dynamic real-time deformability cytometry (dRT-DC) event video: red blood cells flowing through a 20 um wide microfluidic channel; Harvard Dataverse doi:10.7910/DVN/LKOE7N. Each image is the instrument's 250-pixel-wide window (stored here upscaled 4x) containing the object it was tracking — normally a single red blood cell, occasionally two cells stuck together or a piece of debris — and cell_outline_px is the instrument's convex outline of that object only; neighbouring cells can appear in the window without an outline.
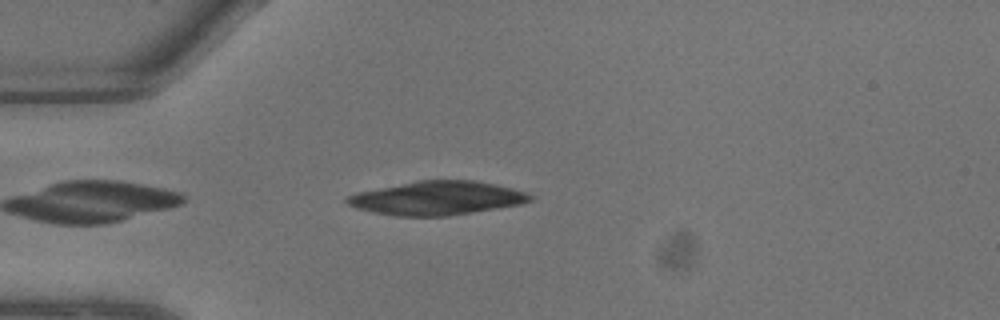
{"species": "common noctule bat (a hibernating species)", "species_latin": "Nyctalus noctula", "temperature_condition": "warm", "stored_images_in_passage": 3, "camera_frame_rate_fps": 3000, "um_per_image_px": 0.085, "animal": {"sex": "male", "body_mass_g": 13.3}, "frame": {"image": 1, "passage_image": 1, "time_ms": 0.0, "image_size_px": [1000, 320], "cell_outline_px": [[532, 200], [520, 204], [448, 216], [396, 216], [372, 212], [356, 208], [348, 204], [344, 200], [348, 196], [356, 192], [416, 180], [472, 180], [496, 184], [528, 192], [532, 196]], "centroid_in_image_um": [37.12, 16.83], "position_along_channel_um": 47.9, "area_um2": 36.01}}
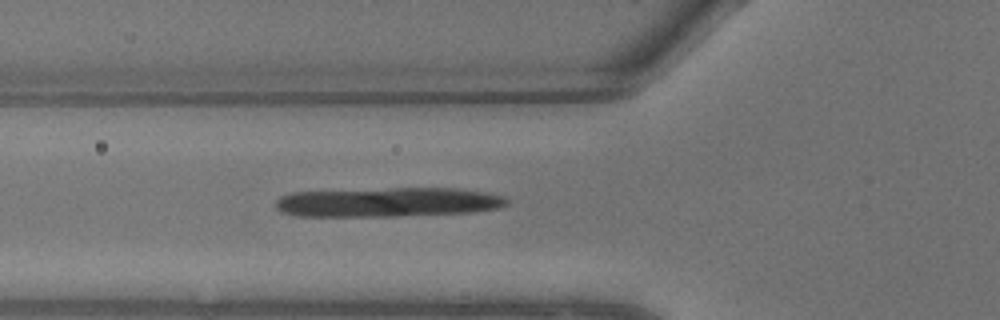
{"frame": {"image": 2, "passage_image": 3, "time_ms": 0.667, "image_size_px": [1000, 320], "cell_outline_px": [[512, 204], [500, 208], [472, 212], [396, 216], [296, 216], [280, 212], [276, 208], [276, 200], [280, 196], [292, 192], [392, 188], [460, 188], [488, 192], [504, 196], [512, 200]], "centroid_in_image_um": [33.05, 17.18], "position_along_channel_um": 92.7, "area_um2": 40.23}}